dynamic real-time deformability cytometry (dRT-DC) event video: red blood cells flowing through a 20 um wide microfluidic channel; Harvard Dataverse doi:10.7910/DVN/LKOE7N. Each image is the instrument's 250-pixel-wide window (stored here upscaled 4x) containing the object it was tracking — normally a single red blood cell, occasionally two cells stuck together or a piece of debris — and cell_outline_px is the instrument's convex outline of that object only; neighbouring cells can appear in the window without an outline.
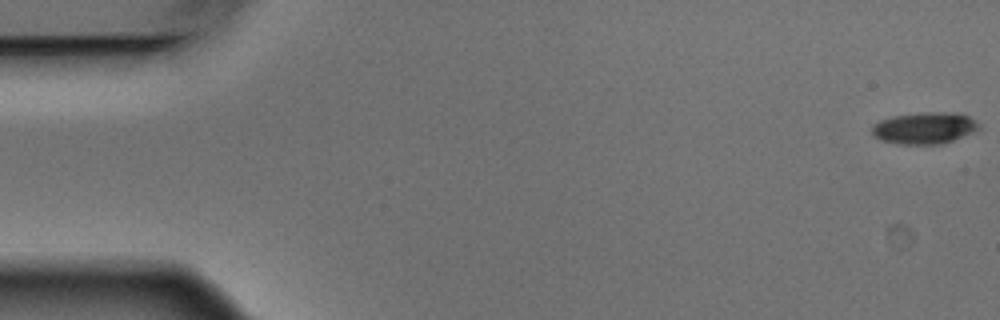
{"species": "Egyptian fruit bat (a non-hibernating species)", "species_latin": "Rousettus aegyptiacus", "temperature_condition": "warm", "stored_images_in_passage": 5, "camera_frame_rate_fps": 3000, "um_per_image_px": 0.085, "animal": {"sex": "male"}, "frame": {"image": 1, "passage_image": 1, "time_ms": 0.0, "image_size_px": [1000, 320], "cell_outline_px": [[980, 128], [972, 132], [952, 140], [940, 144], [900, 144], [880, 140], [872, 136], [872, 124], [880, 120], [892, 116], [924, 112], [960, 112], [976, 120], [980, 124]], "centroid_in_image_um": [78.57, 10.87], "position_along_channel_um": 6.4, "area_um2": 19.88}}
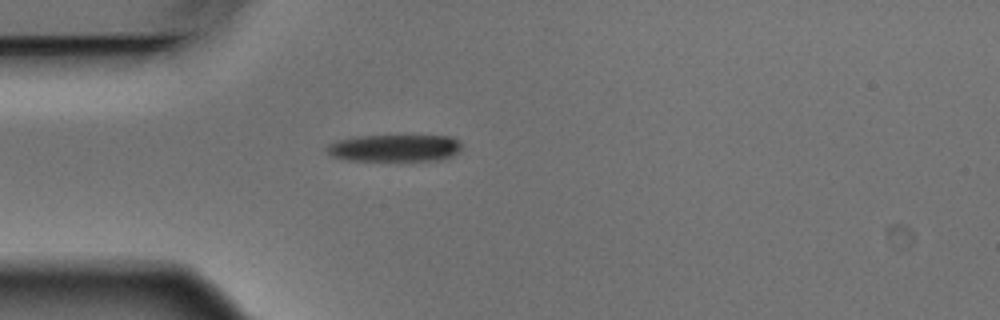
{"frame": {"image": 2, "passage_image": 5, "time_ms": 1.333, "image_size_px": [1000, 320], "cell_outline_px": [[460, 152], [444, 160], [348, 160], [332, 156], [324, 148], [328, 144], [336, 140], [356, 136], [452, 136], [460, 140]], "centroid_in_image_um": [33.56, 12.58], "position_along_channel_um": 51.4, "area_um2": 21.39}}